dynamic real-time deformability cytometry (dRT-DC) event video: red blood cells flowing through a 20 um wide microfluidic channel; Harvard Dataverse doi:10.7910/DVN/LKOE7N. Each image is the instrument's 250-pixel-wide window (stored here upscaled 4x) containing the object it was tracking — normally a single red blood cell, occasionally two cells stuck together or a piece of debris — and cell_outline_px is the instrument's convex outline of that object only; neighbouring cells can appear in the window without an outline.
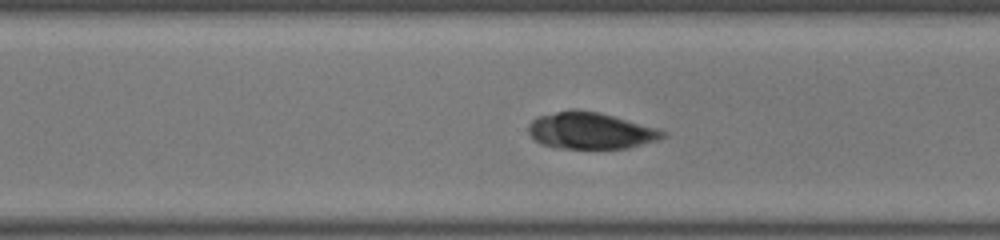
{"species": "common noctule bat (a hibernating species)", "species_latin": "Nyctalus noctula", "temperature_condition": "room temperature", "stored_images_in_passage": 43, "camera_frame_rate_fps": 3000, "um_per_image_px": 0.085, "animal": {"sex": "female", "body_mass_g": 22.0, "forearm_length_mm": 56.7}, "frame": {"image": 1, "passage_image": 30, "time_ms": 9.667, "image_size_px": [1000, 240], "cell_outline_px": [[668, 132], [664, 136], [656, 140], [628, 148], [560, 148], [540, 144], [528, 132], [528, 124], [532, 120], [540, 116], [572, 108], [576, 108], [600, 112], [656, 128]], "centroid_in_image_um": [50.17, 11.09], "position_along_channel_um": 320.4, "area_um2": 28.5}}
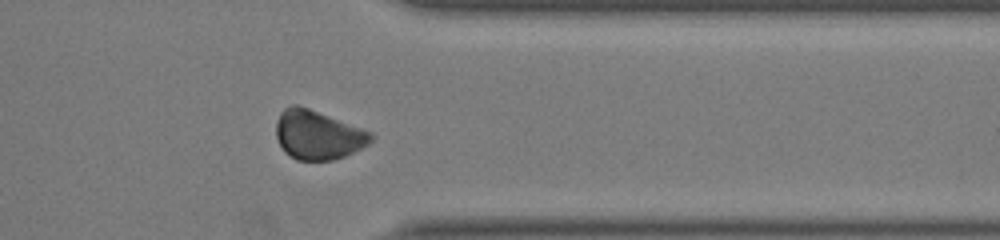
{"frame": {"image": 2, "passage_image": 35, "time_ms": 11.333, "image_size_px": [1000, 240], "cell_outline_px": [[372, 140], [368, 144], [344, 156], [332, 160], [296, 160], [284, 152], [276, 136], [276, 124], [280, 112], [284, 108], [292, 104], [296, 104], [308, 108], [372, 132]], "centroid_in_image_um": [26.98, 11.46], "position_along_channel_um": 384.4, "area_um2": 26.88}}